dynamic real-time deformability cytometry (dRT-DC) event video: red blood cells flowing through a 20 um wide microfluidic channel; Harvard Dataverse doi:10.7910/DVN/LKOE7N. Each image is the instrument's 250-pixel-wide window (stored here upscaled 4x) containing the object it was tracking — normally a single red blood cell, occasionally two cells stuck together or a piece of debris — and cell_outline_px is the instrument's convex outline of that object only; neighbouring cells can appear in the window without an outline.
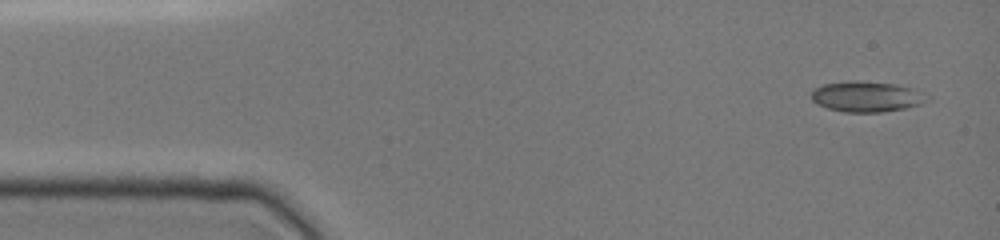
{"species": "common noctule bat (a hibernating species)", "species_latin": "Nyctalus noctula", "temperature_condition": "cold", "stored_images_in_passage": 13, "camera_frame_rate_fps": 3000, "um_per_image_px": 0.085, "animal": {"sex": "female", "body_mass_g": 19.0, "forearm_length_mm": 51.5}, "frame": {"image": 1, "passage_image": 1, "time_ms": 0.0, "image_size_px": [1000, 240], "cell_outline_px": [[932, 96], [928, 100], [920, 104], [904, 108], [880, 112], [844, 112], [828, 108], [816, 104], [812, 100], [812, 92], [816, 88], [824, 84], [856, 80], [896, 84], [912, 88], [924, 92]], "centroid_in_image_um": [73.71, 8.21], "position_along_channel_um": 11.3, "area_um2": 20.63}}
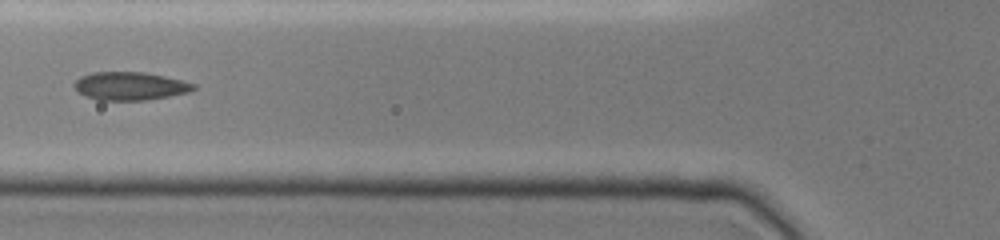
{"frame": {"image": 2, "passage_image": 8, "time_ms": 5.0, "image_size_px": [1000, 240], "cell_outline_px": [[196, 88], [188, 92], [168, 96], [144, 100], [100, 100], [84, 96], [72, 84], [80, 76], [92, 72], [144, 72], [164, 76], [196, 84]], "centroid_in_image_um": [11.03, 7.31], "position_along_channel_um": 114.8, "area_um2": 19.42}}
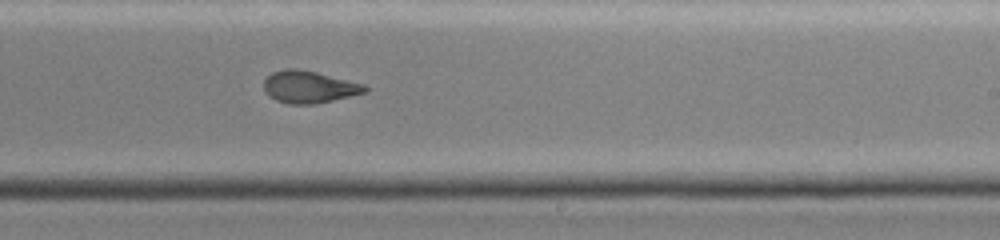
{"frame": {"image": 3, "passage_image": 13, "time_ms": 8.667, "image_size_px": [1000, 240], "cell_outline_px": [[368, 92], [332, 100], [312, 104], [288, 104], [276, 100], [268, 96], [264, 92], [264, 80], [272, 72], [284, 68], [300, 68], [364, 84], [368, 88]], "centroid_in_image_um": [26.24, 7.38], "position_along_channel_um": 262.8, "area_um2": 19.02}}